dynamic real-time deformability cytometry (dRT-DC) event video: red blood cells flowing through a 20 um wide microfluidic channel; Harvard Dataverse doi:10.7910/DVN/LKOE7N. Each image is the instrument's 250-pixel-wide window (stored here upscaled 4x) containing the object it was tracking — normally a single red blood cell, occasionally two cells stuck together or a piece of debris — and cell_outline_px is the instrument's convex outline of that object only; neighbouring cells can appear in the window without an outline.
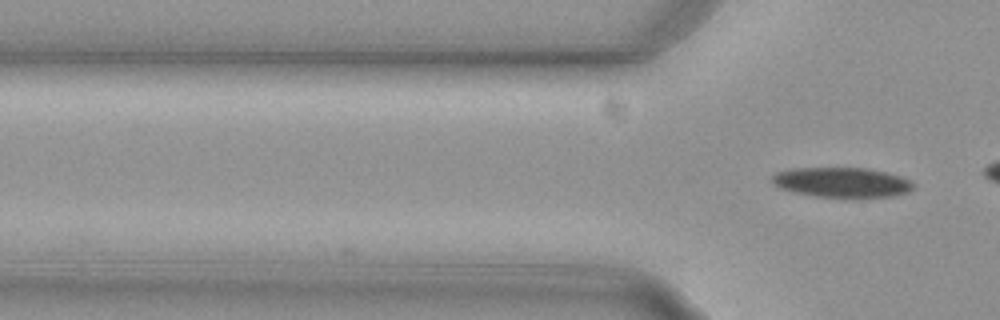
{"species": "common noctule bat (a hibernating species)", "species_latin": "Nyctalus noctula", "temperature_condition": "cold", "stored_images_in_passage": 13, "camera_frame_rate_fps": 3000, "um_per_image_px": 0.085, "animal": {"sex": "female", "body_mass_g": 29.2, "forearm_length_mm": 56.3}, "frame": {"image": 1, "passage_image": 13, "time_ms": 4.0, "image_size_px": [1000, 320], "cell_outline_px": [[916, 184], [908, 192], [892, 196], [856, 200], [848, 200], [816, 196], [796, 192], [780, 188], [772, 180], [772, 176], [776, 172], [796, 168], [872, 168], [900, 176]], "centroid_in_image_um": [71.63, 15.54], "position_along_channel_um": 54.2, "area_um2": 25.32}}